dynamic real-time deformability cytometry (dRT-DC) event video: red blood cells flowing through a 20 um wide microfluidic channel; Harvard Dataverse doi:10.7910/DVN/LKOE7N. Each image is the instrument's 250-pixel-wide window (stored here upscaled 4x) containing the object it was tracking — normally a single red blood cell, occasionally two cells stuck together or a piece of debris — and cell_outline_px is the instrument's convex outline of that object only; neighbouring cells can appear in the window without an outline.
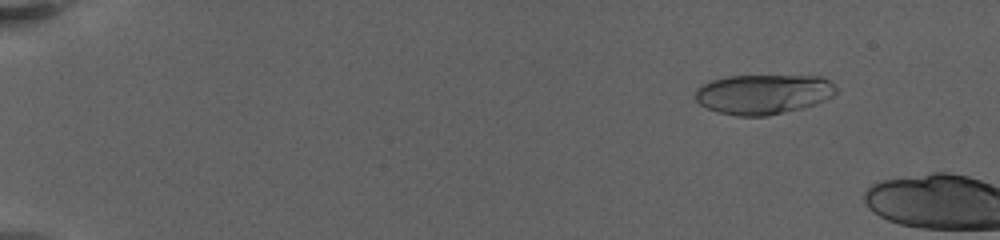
{"species": "human", "species_latin": "Homo sapiens", "temperature_condition": "warm", "stored_images_in_passage": 10, "camera_frame_rate_fps": 3000, "um_per_image_px": 0.085, "donor": {"sex": "female"}, "frame": {"image": 1, "passage_image": 7, "time_ms": 2.0, "image_size_px": [1000, 240], "cell_outline_px": [[836, 92], [832, 96], [816, 104], [768, 116], [736, 116], [716, 112], [700, 104], [696, 100], [696, 88], [708, 80], [728, 76], [820, 76], [836, 84]], "centroid_in_image_um": [64.86, 8.0], "position_along_channel_um": 20.1, "area_um2": 32.83}}